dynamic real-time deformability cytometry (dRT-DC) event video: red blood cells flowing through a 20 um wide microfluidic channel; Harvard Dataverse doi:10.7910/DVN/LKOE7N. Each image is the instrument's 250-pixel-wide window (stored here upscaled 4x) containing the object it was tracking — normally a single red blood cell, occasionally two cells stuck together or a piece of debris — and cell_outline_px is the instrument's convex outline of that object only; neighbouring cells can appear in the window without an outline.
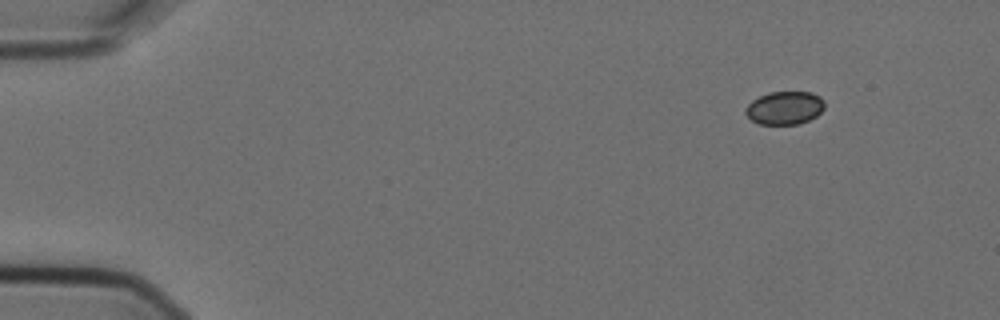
{"species": "Egyptian fruit bat (a non-hibernating species)", "species_latin": "Rousettus aegyptiacus", "temperature_condition": "cold", "stored_images_in_passage": 4, "camera_frame_rate_fps": 3000, "um_per_image_px": 0.085, "animal": {"sex": "female"}, "frame": {"image": 1, "passage_image": 1, "time_ms": 0.0, "image_size_px": [1000, 320], "cell_outline_px": [[824, 108], [816, 116], [808, 120], [796, 124], [756, 124], [744, 112], [744, 108], [752, 100], [768, 92], [812, 92], [820, 96], [824, 100]], "centroid_in_image_um": [66.68, 9.16], "position_along_channel_um": 18.3, "area_um2": 15.32}}
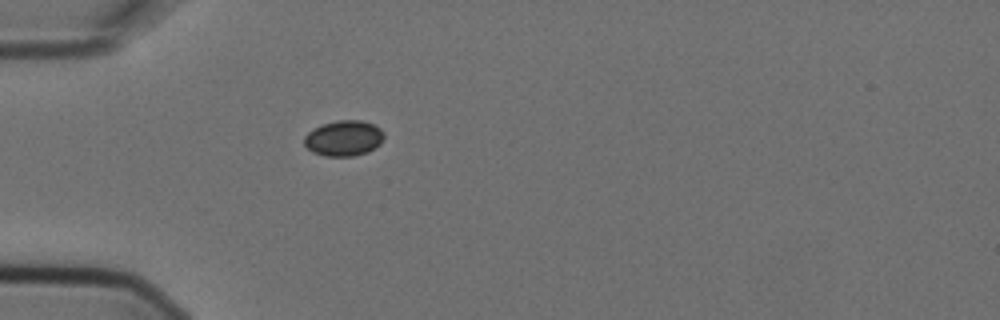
{"frame": {"image": 2, "passage_image": 4, "time_ms": 1.0, "image_size_px": [1000, 320], "cell_outline_px": [[384, 136], [380, 144], [368, 152], [352, 156], [324, 156], [312, 152], [304, 144], [304, 136], [308, 132], [324, 124], [340, 120], [360, 120], [372, 124], [380, 128], [384, 132]], "centroid_in_image_um": [29.23, 11.76], "position_along_channel_um": 55.8, "area_um2": 16.42}}